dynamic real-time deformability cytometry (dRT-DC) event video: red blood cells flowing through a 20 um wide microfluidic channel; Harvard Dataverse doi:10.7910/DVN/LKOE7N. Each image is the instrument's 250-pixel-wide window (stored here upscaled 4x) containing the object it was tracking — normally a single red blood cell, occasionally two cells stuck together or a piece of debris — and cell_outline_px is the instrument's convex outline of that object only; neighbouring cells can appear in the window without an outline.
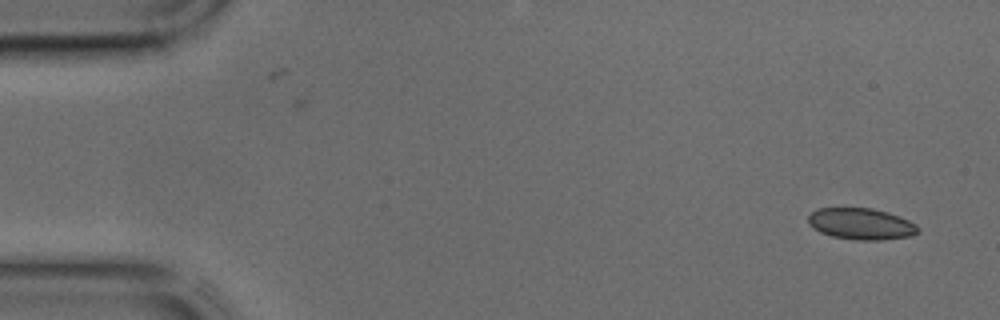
{"species": "common noctule bat (a hibernating species)", "species_latin": "Nyctalus noctula", "temperature_condition": "cold", "stored_images_in_passage": 12, "camera_frame_rate_fps": 3000, "um_per_image_px": 0.085, "animal": {"sex": "male", "body_mass_g": 17.9, "forearm_length_mm": 54.2}, "frame": {"image": 1, "passage_image": 1, "time_ms": 0.0, "image_size_px": [1000, 320], "cell_outline_px": [[920, 232], [912, 236], [880, 240], [856, 240], [832, 236], [820, 232], [812, 228], [808, 224], [808, 216], [816, 208], [872, 208], [888, 212], [900, 216], [916, 224], [920, 228]], "centroid_in_image_um": [73.21, 19.03], "position_along_channel_um": 11.8, "area_um2": 20.35}}
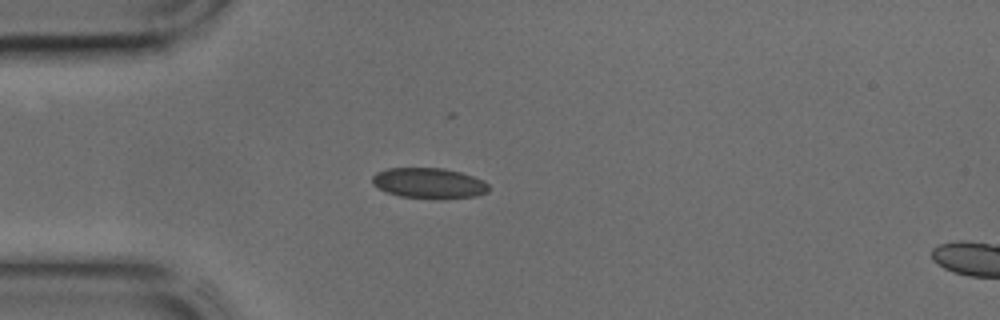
{"frame": {"image": 2, "passage_image": 10, "time_ms": 3.0, "image_size_px": [1000, 320], "cell_outline_px": [[488, 192], [476, 196], [440, 200], [436, 200], [400, 196], [388, 192], [372, 184], [372, 176], [376, 172], [388, 168], [444, 168], [460, 172], [484, 180], [488, 184]], "centroid_in_image_um": [36.48, 15.58], "position_along_channel_um": 48.5, "area_um2": 20.98}}